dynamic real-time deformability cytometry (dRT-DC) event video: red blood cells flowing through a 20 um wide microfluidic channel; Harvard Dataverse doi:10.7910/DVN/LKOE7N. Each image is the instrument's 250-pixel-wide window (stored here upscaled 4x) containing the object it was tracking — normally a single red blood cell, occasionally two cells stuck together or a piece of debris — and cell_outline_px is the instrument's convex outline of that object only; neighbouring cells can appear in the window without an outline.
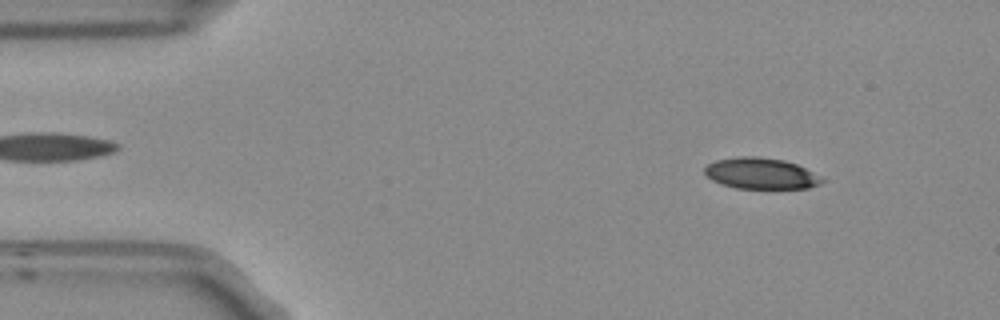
{"species": "Egyptian fruit bat (a non-hibernating species)", "species_latin": "Rousettus aegyptiacus", "temperature_condition": "room temperature", "stored_images_in_passage": 3, "camera_frame_rate_fps": 3000, "um_per_image_px": 0.085, "frame": {"image": 1, "passage_image": 1, "time_ms": 0.0, "image_size_px": [1000, 320], "cell_outline_px": [[824, 180], [820, 184], [808, 188], [736, 188], [720, 184], [712, 180], [704, 172], [704, 168], [708, 164], [716, 160], [736, 156], [756, 156], [784, 160], [796, 164], [820, 176]], "centroid_in_image_um": [64.65, 14.74], "position_along_channel_um": 20.4, "area_um2": 21.21}}